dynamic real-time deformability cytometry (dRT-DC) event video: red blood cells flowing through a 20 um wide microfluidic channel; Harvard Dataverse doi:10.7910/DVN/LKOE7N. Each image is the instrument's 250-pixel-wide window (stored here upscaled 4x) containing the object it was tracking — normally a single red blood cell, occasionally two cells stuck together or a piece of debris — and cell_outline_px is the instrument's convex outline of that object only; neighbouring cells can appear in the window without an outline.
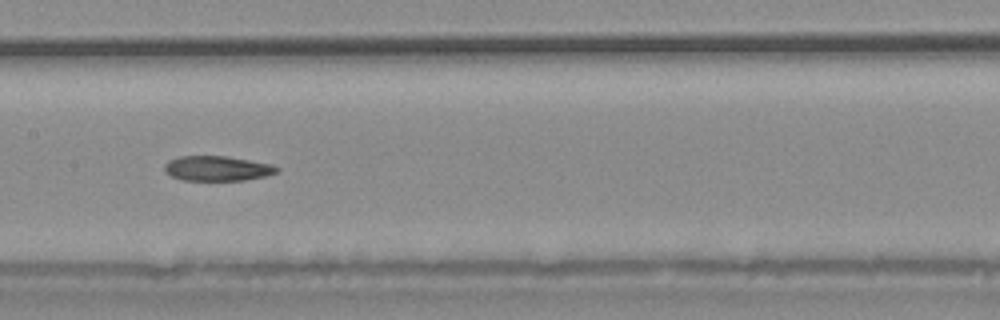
{"species": "common noctule bat (a hibernating species)", "species_latin": "Nyctalus noctula", "temperature_condition": "warm", "stored_images_in_passage": 34, "camera_frame_rate_fps": 3000, "um_per_image_px": 0.085, "animal": {"sex": "male", "body_mass_g": 20.4}, "frame": {"image": 1, "passage_image": 15, "time_ms": 4.667, "image_size_px": [1000, 320], "cell_outline_px": [[280, 168], [276, 172], [264, 176], [244, 180], [184, 180], [172, 176], [164, 172], [164, 164], [168, 160], [180, 156], [224, 156], [272, 164]], "centroid_in_image_um": [18.42, 14.31], "position_along_channel_um": 189.0, "area_um2": 16.18}}